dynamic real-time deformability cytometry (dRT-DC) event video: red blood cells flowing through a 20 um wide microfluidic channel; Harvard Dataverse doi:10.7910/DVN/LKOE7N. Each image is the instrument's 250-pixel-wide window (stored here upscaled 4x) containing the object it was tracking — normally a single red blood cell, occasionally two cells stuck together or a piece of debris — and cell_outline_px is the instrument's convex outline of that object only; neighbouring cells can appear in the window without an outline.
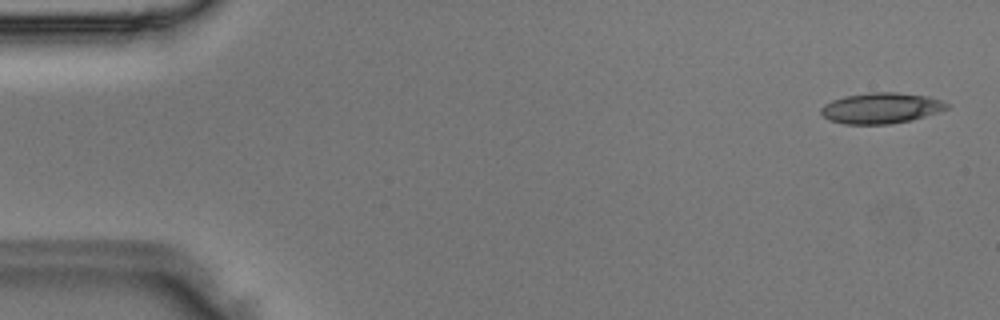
{"species": "Egyptian fruit bat (a non-hibernating species)", "species_latin": "Rousettus aegyptiacus", "temperature_condition": "room temperature", "stored_images_in_passage": 5, "camera_frame_rate_fps": 3000, "um_per_image_px": 0.085, "animal": {"sex": "male"}, "frame": {"image": 1, "passage_image": 1, "time_ms": 0.0, "image_size_px": [1000, 320], "cell_outline_px": [[952, 104], [948, 108], [940, 112], [912, 120], [892, 124], [844, 124], [828, 120], [820, 112], [820, 108], [824, 104], [832, 100], [844, 96], [868, 92], [896, 92], [928, 96], [944, 100]], "centroid_in_image_um": [74.93, 9.18], "position_along_channel_um": 10.1, "area_um2": 23.0}}
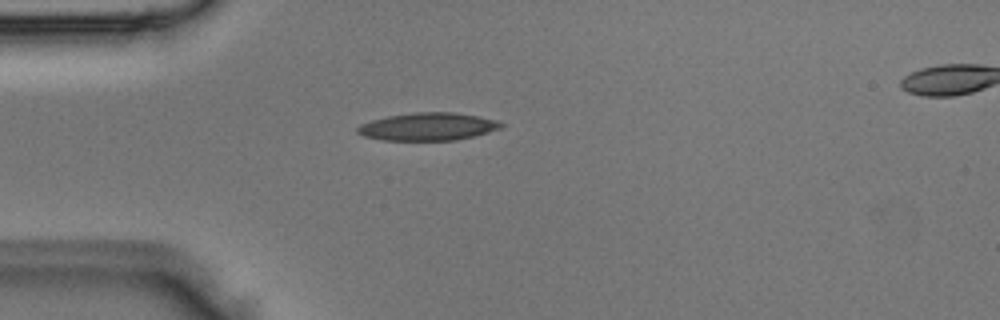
{"frame": {"image": 2, "passage_image": 4, "time_ms": 1.0, "image_size_px": [1000, 320], "cell_outline_px": [[504, 124], [500, 128], [488, 132], [456, 140], [380, 140], [364, 136], [356, 132], [356, 128], [360, 124], [372, 120], [388, 116], [412, 112], [456, 112], [480, 116], [496, 120]], "centroid_in_image_um": [36.35, 10.75], "position_along_channel_um": 48.6, "area_um2": 23.24}}